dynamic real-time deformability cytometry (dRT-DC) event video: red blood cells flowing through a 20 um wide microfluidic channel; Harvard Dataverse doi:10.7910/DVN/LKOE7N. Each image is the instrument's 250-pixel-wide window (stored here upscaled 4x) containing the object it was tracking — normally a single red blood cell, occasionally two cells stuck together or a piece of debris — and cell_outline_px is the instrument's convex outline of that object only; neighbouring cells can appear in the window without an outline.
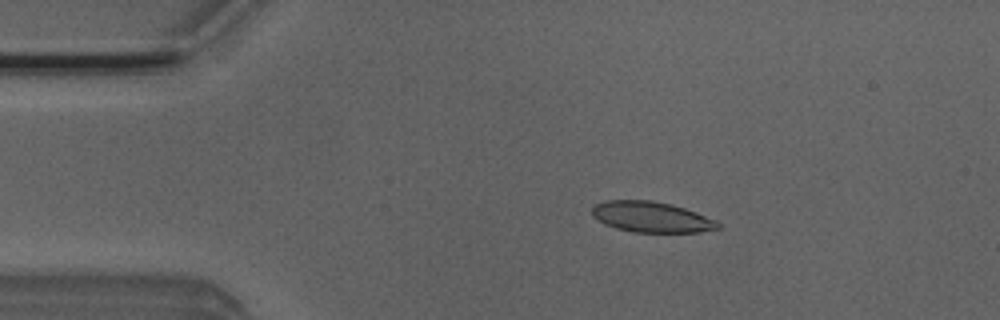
{"species": "Egyptian fruit bat (a non-hibernating species)", "species_latin": "Rousettus aegyptiacus", "temperature_condition": "room temperature", "stored_images_in_passage": 5, "camera_frame_rate_fps": 3000, "um_per_image_px": 0.085, "animal": {"sex": "male"}, "frame": {"image": 1, "passage_image": 3, "time_ms": 0.667, "image_size_px": [1000, 320], "cell_outline_px": [[724, 228], [700, 232], [632, 232], [616, 228], [604, 224], [596, 220], [592, 216], [592, 204], [604, 200], [652, 200], [672, 204], [696, 212], [716, 220]], "centroid_in_image_um": [55.35, 18.44], "position_along_channel_um": 29.6, "area_um2": 22.89}}